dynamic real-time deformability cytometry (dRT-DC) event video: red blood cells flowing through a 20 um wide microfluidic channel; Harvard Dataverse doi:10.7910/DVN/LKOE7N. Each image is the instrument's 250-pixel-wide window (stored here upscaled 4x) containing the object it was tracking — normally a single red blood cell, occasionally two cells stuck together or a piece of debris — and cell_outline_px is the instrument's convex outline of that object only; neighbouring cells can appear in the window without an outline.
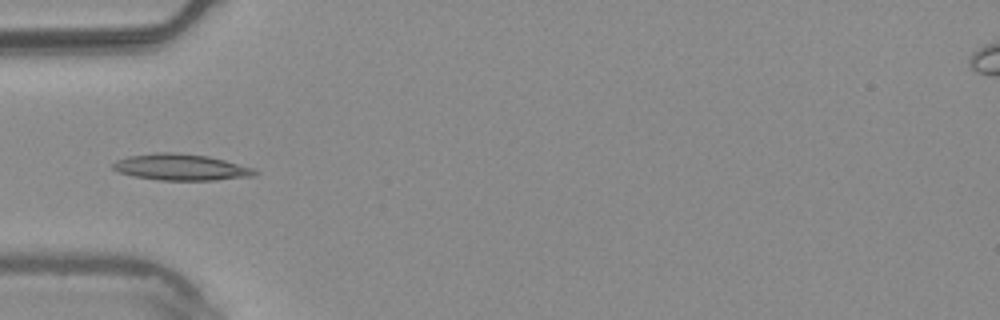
{"species": "common noctule bat (a hibernating species)", "species_latin": "Nyctalus noctula", "temperature_condition": "warm", "stored_images_in_passage": 7, "camera_frame_rate_fps": 3000, "um_per_image_px": 0.085, "animal": {"sex": "male", "body_mass_g": 20.4}, "frame": {"image": 1, "passage_image": 5, "time_ms": 1.333, "image_size_px": [1000, 320], "cell_outline_px": [[260, 172], [256, 176], [216, 180], [160, 180], [132, 176], [120, 172], [112, 168], [112, 164], [116, 160], [128, 156], [156, 152], [176, 152], [208, 156], [224, 160], [252, 168]], "centroid_in_image_um": [15.38, 14.21], "position_along_channel_um": 69.6, "area_um2": 21.85}}
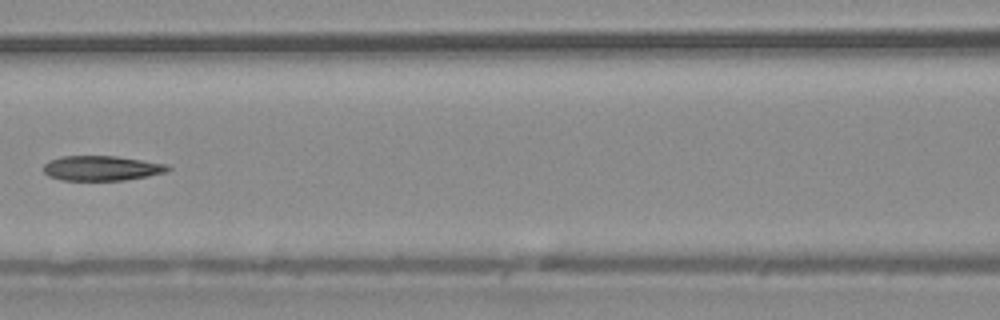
{"frame": {"image": 2, "passage_image": 7, "time_ms": 2.0, "image_size_px": [1000, 320], "cell_outline_px": [[172, 168], [168, 172], [148, 176], [124, 180], [60, 180], [48, 176], [44, 172], [44, 164], [48, 160], [64, 156], [116, 156], [168, 164]], "centroid_in_image_um": [8.66, 14.3], "position_along_channel_um": 157.9, "area_um2": 18.15}}